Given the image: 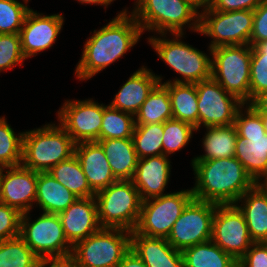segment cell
Listing matches in <instances>:
<instances>
[{
  "instance_id": "cell-41",
  "label": "cell",
  "mask_w": 267,
  "mask_h": 267,
  "mask_svg": "<svg viewBox=\"0 0 267 267\" xmlns=\"http://www.w3.org/2000/svg\"><path fill=\"white\" fill-rule=\"evenodd\" d=\"M20 218L16 208L0 204V242L20 236Z\"/></svg>"
},
{
  "instance_id": "cell-47",
  "label": "cell",
  "mask_w": 267,
  "mask_h": 267,
  "mask_svg": "<svg viewBox=\"0 0 267 267\" xmlns=\"http://www.w3.org/2000/svg\"><path fill=\"white\" fill-rule=\"evenodd\" d=\"M249 105L259 114H267V92L257 95Z\"/></svg>"
},
{
  "instance_id": "cell-22",
  "label": "cell",
  "mask_w": 267,
  "mask_h": 267,
  "mask_svg": "<svg viewBox=\"0 0 267 267\" xmlns=\"http://www.w3.org/2000/svg\"><path fill=\"white\" fill-rule=\"evenodd\" d=\"M131 249L147 267H184L181 251L176 250L166 238L147 237L133 230Z\"/></svg>"
},
{
  "instance_id": "cell-24",
  "label": "cell",
  "mask_w": 267,
  "mask_h": 267,
  "mask_svg": "<svg viewBox=\"0 0 267 267\" xmlns=\"http://www.w3.org/2000/svg\"><path fill=\"white\" fill-rule=\"evenodd\" d=\"M235 157L256 183L267 180V134L237 136Z\"/></svg>"
},
{
  "instance_id": "cell-5",
  "label": "cell",
  "mask_w": 267,
  "mask_h": 267,
  "mask_svg": "<svg viewBox=\"0 0 267 267\" xmlns=\"http://www.w3.org/2000/svg\"><path fill=\"white\" fill-rule=\"evenodd\" d=\"M76 143L57 123H46L23 133L22 165L36 172H48L75 154Z\"/></svg>"
},
{
  "instance_id": "cell-33",
  "label": "cell",
  "mask_w": 267,
  "mask_h": 267,
  "mask_svg": "<svg viewBox=\"0 0 267 267\" xmlns=\"http://www.w3.org/2000/svg\"><path fill=\"white\" fill-rule=\"evenodd\" d=\"M164 123L135 125L132 139L138 159L163 155Z\"/></svg>"
},
{
  "instance_id": "cell-11",
  "label": "cell",
  "mask_w": 267,
  "mask_h": 267,
  "mask_svg": "<svg viewBox=\"0 0 267 267\" xmlns=\"http://www.w3.org/2000/svg\"><path fill=\"white\" fill-rule=\"evenodd\" d=\"M193 198L191 189H183L142 201L135 231L147 237L167 238L175 221Z\"/></svg>"
},
{
  "instance_id": "cell-44",
  "label": "cell",
  "mask_w": 267,
  "mask_h": 267,
  "mask_svg": "<svg viewBox=\"0 0 267 267\" xmlns=\"http://www.w3.org/2000/svg\"><path fill=\"white\" fill-rule=\"evenodd\" d=\"M264 0H210L212 10L229 12L237 10H255Z\"/></svg>"
},
{
  "instance_id": "cell-14",
  "label": "cell",
  "mask_w": 267,
  "mask_h": 267,
  "mask_svg": "<svg viewBox=\"0 0 267 267\" xmlns=\"http://www.w3.org/2000/svg\"><path fill=\"white\" fill-rule=\"evenodd\" d=\"M104 104L92 98L86 100H65L57 111L59 124L66 130L76 144L98 141Z\"/></svg>"
},
{
  "instance_id": "cell-17",
  "label": "cell",
  "mask_w": 267,
  "mask_h": 267,
  "mask_svg": "<svg viewBox=\"0 0 267 267\" xmlns=\"http://www.w3.org/2000/svg\"><path fill=\"white\" fill-rule=\"evenodd\" d=\"M37 189V172L18 166L0 170L2 204L16 208L21 214L34 209Z\"/></svg>"
},
{
  "instance_id": "cell-39",
  "label": "cell",
  "mask_w": 267,
  "mask_h": 267,
  "mask_svg": "<svg viewBox=\"0 0 267 267\" xmlns=\"http://www.w3.org/2000/svg\"><path fill=\"white\" fill-rule=\"evenodd\" d=\"M25 60L20 34H0V73L22 66Z\"/></svg>"
},
{
  "instance_id": "cell-9",
  "label": "cell",
  "mask_w": 267,
  "mask_h": 267,
  "mask_svg": "<svg viewBox=\"0 0 267 267\" xmlns=\"http://www.w3.org/2000/svg\"><path fill=\"white\" fill-rule=\"evenodd\" d=\"M31 221L30 212L21 214L20 237L41 259L71 256L69 244L58 214L45 213Z\"/></svg>"
},
{
  "instance_id": "cell-52",
  "label": "cell",
  "mask_w": 267,
  "mask_h": 267,
  "mask_svg": "<svg viewBox=\"0 0 267 267\" xmlns=\"http://www.w3.org/2000/svg\"><path fill=\"white\" fill-rule=\"evenodd\" d=\"M24 3L28 4L30 0H22Z\"/></svg>"
},
{
  "instance_id": "cell-15",
  "label": "cell",
  "mask_w": 267,
  "mask_h": 267,
  "mask_svg": "<svg viewBox=\"0 0 267 267\" xmlns=\"http://www.w3.org/2000/svg\"><path fill=\"white\" fill-rule=\"evenodd\" d=\"M211 240L237 261L254 243L244 215L235 204H216Z\"/></svg>"
},
{
  "instance_id": "cell-32",
  "label": "cell",
  "mask_w": 267,
  "mask_h": 267,
  "mask_svg": "<svg viewBox=\"0 0 267 267\" xmlns=\"http://www.w3.org/2000/svg\"><path fill=\"white\" fill-rule=\"evenodd\" d=\"M99 140L132 138L135 118L134 115L104 105Z\"/></svg>"
},
{
  "instance_id": "cell-48",
  "label": "cell",
  "mask_w": 267,
  "mask_h": 267,
  "mask_svg": "<svg viewBox=\"0 0 267 267\" xmlns=\"http://www.w3.org/2000/svg\"><path fill=\"white\" fill-rule=\"evenodd\" d=\"M183 1L189 3L199 13L204 12L210 5V0H183ZM199 9H201V11H199Z\"/></svg>"
},
{
  "instance_id": "cell-2",
  "label": "cell",
  "mask_w": 267,
  "mask_h": 267,
  "mask_svg": "<svg viewBox=\"0 0 267 267\" xmlns=\"http://www.w3.org/2000/svg\"><path fill=\"white\" fill-rule=\"evenodd\" d=\"M195 185L191 188L197 200L217 205L235 204L257 183L236 157L192 162Z\"/></svg>"
},
{
  "instance_id": "cell-13",
  "label": "cell",
  "mask_w": 267,
  "mask_h": 267,
  "mask_svg": "<svg viewBox=\"0 0 267 267\" xmlns=\"http://www.w3.org/2000/svg\"><path fill=\"white\" fill-rule=\"evenodd\" d=\"M198 98L200 127L229 126L234 124L238 110L245 104L227 92L212 77L195 83Z\"/></svg>"
},
{
  "instance_id": "cell-18",
  "label": "cell",
  "mask_w": 267,
  "mask_h": 267,
  "mask_svg": "<svg viewBox=\"0 0 267 267\" xmlns=\"http://www.w3.org/2000/svg\"><path fill=\"white\" fill-rule=\"evenodd\" d=\"M58 215L65 236L72 247L101 228L95 197L77 198L73 204Z\"/></svg>"
},
{
  "instance_id": "cell-53",
  "label": "cell",
  "mask_w": 267,
  "mask_h": 267,
  "mask_svg": "<svg viewBox=\"0 0 267 267\" xmlns=\"http://www.w3.org/2000/svg\"><path fill=\"white\" fill-rule=\"evenodd\" d=\"M0 204H2V199H1V192H0Z\"/></svg>"
},
{
  "instance_id": "cell-7",
  "label": "cell",
  "mask_w": 267,
  "mask_h": 267,
  "mask_svg": "<svg viewBox=\"0 0 267 267\" xmlns=\"http://www.w3.org/2000/svg\"><path fill=\"white\" fill-rule=\"evenodd\" d=\"M131 249V232L100 228L72 247L71 257L79 267H118Z\"/></svg>"
},
{
  "instance_id": "cell-40",
  "label": "cell",
  "mask_w": 267,
  "mask_h": 267,
  "mask_svg": "<svg viewBox=\"0 0 267 267\" xmlns=\"http://www.w3.org/2000/svg\"><path fill=\"white\" fill-rule=\"evenodd\" d=\"M234 125L238 136L266 135L261 114L247 103L238 110Z\"/></svg>"
},
{
  "instance_id": "cell-51",
  "label": "cell",
  "mask_w": 267,
  "mask_h": 267,
  "mask_svg": "<svg viewBox=\"0 0 267 267\" xmlns=\"http://www.w3.org/2000/svg\"><path fill=\"white\" fill-rule=\"evenodd\" d=\"M267 190V180L260 183Z\"/></svg>"
},
{
  "instance_id": "cell-6",
  "label": "cell",
  "mask_w": 267,
  "mask_h": 267,
  "mask_svg": "<svg viewBox=\"0 0 267 267\" xmlns=\"http://www.w3.org/2000/svg\"><path fill=\"white\" fill-rule=\"evenodd\" d=\"M101 228L135 230L142 199L132 180H117L95 193Z\"/></svg>"
},
{
  "instance_id": "cell-27",
  "label": "cell",
  "mask_w": 267,
  "mask_h": 267,
  "mask_svg": "<svg viewBox=\"0 0 267 267\" xmlns=\"http://www.w3.org/2000/svg\"><path fill=\"white\" fill-rule=\"evenodd\" d=\"M206 133L202 138L204 154L198 155L192 162L209 161L212 159L235 157L237 131L234 124L229 126L204 127Z\"/></svg>"
},
{
  "instance_id": "cell-45",
  "label": "cell",
  "mask_w": 267,
  "mask_h": 267,
  "mask_svg": "<svg viewBox=\"0 0 267 267\" xmlns=\"http://www.w3.org/2000/svg\"><path fill=\"white\" fill-rule=\"evenodd\" d=\"M38 267H79L71 257L50 258L41 260Z\"/></svg>"
},
{
  "instance_id": "cell-21",
  "label": "cell",
  "mask_w": 267,
  "mask_h": 267,
  "mask_svg": "<svg viewBox=\"0 0 267 267\" xmlns=\"http://www.w3.org/2000/svg\"><path fill=\"white\" fill-rule=\"evenodd\" d=\"M75 155L80 161L90 188L95 193L117 181L97 141L76 144Z\"/></svg>"
},
{
  "instance_id": "cell-37",
  "label": "cell",
  "mask_w": 267,
  "mask_h": 267,
  "mask_svg": "<svg viewBox=\"0 0 267 267\" xmlns=\"http://www.w3.org/2000/svg\"><path fill=\"white\" fill-rule=\"evenodd\" d=\"M196 131L192 125L176 119H170L164 122L163 136V155L168 156L181 151L190 139L193 137V132Z\"/></svg>"
},
{
  "instance_id": "cell-28",
  "label": "cell",
  "mask_w": 267,
  "mask_h": 267,
  "mask_svg": "<svg viewBox=\"0 0 267 267\" xmlns=\"http://www.w3.org/2000/svg\"><path fill=\"white\" fill-rule=\"evenodd\" d=\"M171 100L173 119L192 125L199 130L198 98L195 84L163 83Z\"/></svg>"
},
{
  "instance_id": "cell-4",
  "label": "cell",
  "mask_w": 267,
  "mask_h": 267,
  "mask_svg": "<svg viewBox=\"0 0 267 267\" xmlns=\"http://www.w3.org/2000/svg\"><path fill=\"white\" fill-rule=\"evenodd\" d=\"M133 5L130 13L143 33L184 34L186 26L199 33L200 13L183 0H136Z\"/></svg>"
},
{
  "instance_id": "cell-46",
  "label": "cell",
  "mask_w": 267,
  "mask_h": 267,
  "mask_svg": "<svg viewBox=\"0 0 267 267\" xmlns=\"http://www.w3.org/2000/svg\"><path fill=\"white\" fill-rule=\"evenodd\" d=\"M118 267H147L140 257L130 249L122 258Z\"/></svg>"
},
{
  "instance_id": "cell-49",
  "label": "cell",
  "mask_w": 267,
  "mask_h": 267,
  "mask_svg": "<svg viewBox=\"0 0 267 267\" xmlns=\"http://www.w3.org/2000/svg\"><path fill=\"white\" fill-rule=\"evenodd\" d=\"M80 4H94V5H101L104 6L105 9L108 8V5H110L115 0H76Z\"/></svg>"
},
{
  "instance_id": "cell-42",
  "label": "cell",
  "mask_w": 267,
  "mask_h": 267,
  "mask_svg": "<svg viewBox=\"0 0 267 267\" xmlns=\"http://www.w3.org/2000/svg\"><path fill=\"white\" fill-rule=\"evenodd\" d=\"M238 267H267V242H256L238 260Z\"/></svg>"
},
{
  "instance_id": "cell-50",
  "label": "cell",
  "mask_w": 267,
  "mask_h": 267,
  "mask_svg": "<svg viewBox=\"0 0 267 267\" xmlns=\"http://www.w3.org/2000/svg\"><path fill=\"white\" fill-rule=\"evenodd\" d=\"M261 117L263 119L264 125H265V131L267 134V114H261Z\"/></svg>"
},
{
  "instance_id": "cell-36",
  "label": "cell",
  "mask_w": 267,
  "mask_h": 267,
  "mask_svg": "<svg viewBox=\"0 0 267 267\" xmlns=\"http://www.w3.org/2000/svg\"><path fill=\"white\" fill-rule=\"evenodd\" d=\"M267 92V40L251 47L250 102Z\"/></svg>"
},
{
  "instance_id": "cell-20",
  "label": "cell",
  "mask_w": 267,
  "mask_h": 267,
  "mask_svg": "<svg viewBox=\"0 0 267 267\" xmlns=\"http://www.w3.org/2000/svg\"><path fill=\"white\" fill-rule=\"evenodd\" d=\"M163 79L162 76L155 75L150 68L142 66L121 86L109 105L135 116L148 95Z\"/></svg>"
},
{
  "instance_id": "cell-26",
  "label": "cell",
  "mask_w": 267,
  "mask_h": 267,
  "mask_svg": "<svg viewBox=\"0 0 267 267\" xmlns=\"http://www.w3.org/2000/svg\"><path fill=\"white\" fill-rule=\"evenodd\" d=\"M97 142L101 145L115 178L132 180L138 163L133 139H106Z\"/></svg>"
},
{
  "instance_id": "cell-19",
  "label": "cell",
  "mask_w": 267,
  "mask_h": 267,
  "mask_svg": "<svg viewBox=\"0 0 267 267\" xmlns=\"http://www.w3.org/2000/svg\"><path fill=\"white\" fill-rule=\"evenodd\" d=\"M170 163L169 157L165 155L138 159L132 182L142 201L167 194L165 189L172 169Z\"/></svg>"
},
{
  "instance_id": "cell-12",
  "label": "cell",
  "mask_w": 267,
  "mask_h": 267,
  "mask_svg": "<svg viewBox=\"0 0 267 267\" xmlns=\"http://www.w3.org/2000/svg\"><path fill=\"white\" fill-rule=\"evenodd\" d=\"M216 204L193 198L166 238L178 251L211 240Z\"/></svg>"
},
{
  "instance_id": "cell-1",
  "label": "cell",
  "mask_w": 267,
  "mask_h": 267,
  "mask_svg": "<svg viewBox=\"0 0 267 267\" xmlns=\"http://www.w3.org/2000/svg\"><path fill=\"white\" fill-rule=\"evenodd\" d=\"M142 29L128 8L87 38L75 69L80 81L90 80L138 44Z\"/></svg>"
},
{
  "instance_id": "cell-43",
  "label": "cell",
  "mask_w": 267,
  "mask_h": 267,
  "mask_svg": "<svg viewBox=\"0 0 267 267\" xmlns=\"http://www.w3.org/2000/svg\"><path fill=\"white\" fill-rule=\"evenodd\" d=\"M267 40V3L264 1L254 10L253 30L249 45L255 46L258 42Z\"/></svg>"
},
{
  "instance_id": "cell-3",
  "label": "cell",
  "mask_w": 267,
  "mask_h": 267,
  "mask_svg": "<svg viewBox=\"0 0 267 267\" xmlns=\"http://www.w3.org/2000/svg\"><path fill=\"white\" fill-rule=\"evenodd\" d=\"M160 35V36H158ZM149 36L148 43L154 48L158 57L168 65L171 70L181 75L165 82L195 84L202 80L211 78V49L208 47L209 55L204 51L194 48L182 41L185 34H158ZM168 37V38H167Z\"/></svg>"
},
{
  "instance_id": "cell-10",
  "label": "cell",
  "mask_w": 267,
  "mask_h": 267,
  "mask_svg": "<svg viewBox=\"0 0 267 267\" xmlns=\"http://www.w3.org/2000/svg\"><path fill=\"white\" fill-rule=\"evenodd\" d=\"M253 17V10L222 12L208 7L200 13L199 34L212 39L208 46L210 49L230 45H249Z\"/></svg>"
},
{
  "instance_id": "cell-29",
  "label": "cell",
  "mask_w": 267,
  "mask_h": 267,
  "mask_svg": "<svg viewBox=\"0 0 267 267\" xmlns=\"http://www.w3.org/2000/svg\"><path fill=\"white\" fill-rule=\"evenodd\" d=\"M181 253L184 267H238V261L212 240L186 248Z\"/></svg>"
},
{
  "instance_id": "cell-16",
  "label": "cell",
  "mask_w": 267,
  "mask_h": 267,
  "mask_svg": "<svg viewBox=\"0 0 267 267\" xmlns=\"http://www.w3.org/2000/svg\"><path fill=\"white\" fill-rule=\"evenodd\" d=\"M64 18L60 13L45 15L31 8L19 33L26 59L53 47L64 25Z\"/></svg>"
},
{
  "instance_id": "cell-38",
  "label": "cell",
  "mask_w": 267,
  "mask_h": 267,
  "mask_svg": "<svg viewBox=\"0 0 267 267\" xmlns=\"http://www.w3.org/2000/svg\"><path fill=\"white\" fill-rule=\"evenodd\" d=\"M30 10L18 0H0V34L20 33Z\"/></svg>"
},
{
  "instance_id": "cell-25",
  "label": "cell",
  "mask_w": 267,
  "mask_h": 267,
  "mask_svg": "<svg viewBox=\"0 0 267 267\" xmlns=\"http://www.w3.org/2000/svg\"><path fill=\"white\" fill-rule=\"evenodd\" d=\"M77 196L60 184L49 172H37L36 206L41 212L59 214L77 200Z\"/></svg>"
},
{
  "instance_id": "cell-35",
  "label": "cell",
  "mask_w": 267,
  "mask_h": 267,
  "mask_svg": "<svg viewBox=\"0 0 267 267\" xmlns=\"http://www.w3.org/2000/svg\"><path fill=\"white\" fill-rule=\"evenodd\" d=\"M23 132L16 134L5 116H0V167L22 164Z\"/></svg>"
},
{
  "instance_id": "cell-8",
  "label": "cell",
  "mask_w": 267,
  "mask_h": 267,
  "mask_svg": "<svg viewBox=\"0 0 267 267\" xmlns=\"http://www.w3.org/2000/svg\"><path fill=\"white\" fill-rule=\"evenodd\" d=\"M211 77L242 102L250 103V45L211 49Z\"/></svg>"
},
{
  "instance_id": "cell-23",
  "label": "cell",
  "mask_w": 267,
  "mask_h": 267,
  "mask_svg": "<svg viewBox=\"0 0 267 267\" xmlns=\"http://www.w3.org/2000/svg\"><path fill=\"white\" fill-rule=\"evenodd\" d=\"M235 205L244 215L252 241L267 242V190L257 183Z\"/></svg>"
},
{
  "instance_id": "cell-30",
  "label": "cell",
  "mask_w": 267,
  "mask_h": 267,
  "mask_svg": "<svg viewBox=\"0 0 267 267\" xmlns=\"http://www.w3.org/2000/svg\"><path fill=\"white\" fill-rule=\"evenodd\" d=\"M135 125L164 123L173 119L168 88L158 83L134 116Z\"/></svg>"
},
{
  "instance_id": "cell-31",
  "label": "cell",
  "mask_w": 267,
  "mask_h": 267,
  "mask_svg": "<svg viewBox=\"0 0 267 267\" xmlns=\"http://www.w3.org/2000/svg\"><path fill=\"white\" fill-rule=\"evenodd\" d=\"M48 172L78 198L95 197V192L90 188L80 161L75 154L56 164Z\"/></svg>"
},
{
  "instance_id": "cell-34",
  "label": "cell",
  "mask_w": 267,
  "mask_h": 267,
  "mask_svg": "<svg viewBox=\"0 0 267 267\" xmlns=\"http://www.w3.org/2000/svg\"><path fill=\"white\" fill-rule=\"evenodd\" d=\"M40 261L20 236L0 242V267H38Z\"/></svg>"
}]
</instances>
